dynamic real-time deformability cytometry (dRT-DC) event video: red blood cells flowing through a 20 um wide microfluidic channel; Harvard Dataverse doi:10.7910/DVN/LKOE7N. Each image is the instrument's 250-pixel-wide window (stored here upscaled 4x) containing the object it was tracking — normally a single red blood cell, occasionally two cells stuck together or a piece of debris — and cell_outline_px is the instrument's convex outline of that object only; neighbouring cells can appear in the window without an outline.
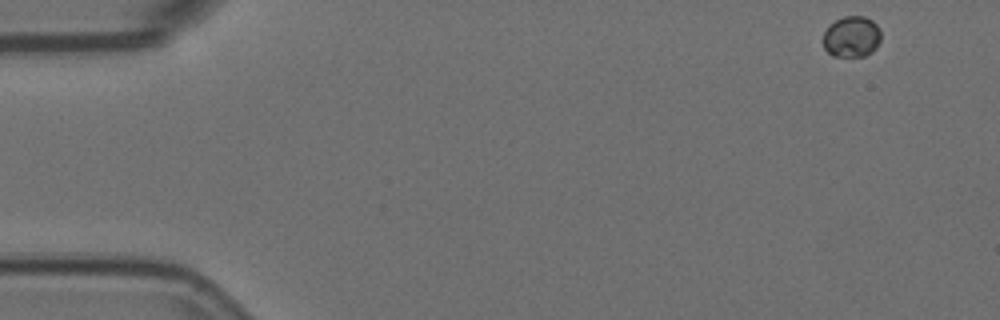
{"species": "Egyptian fruit bat (a non-hibernating species)", "species_latin": "Rousettus aegyptiacus", "temperature_condition": "room temperature", "stored_images_in_passage": 5, "camera_frame_rate_fps": 3000, "um_per_image_px": 0.085, "animal": {"sex": "female"}, "frame": {"image": 1, "passage_image": 1, "time_ms": 0.0, "image_size_px": [1000, 320], "cell_outline_px": [[880, 40], [876, 48], [872, 52], [864, 56], [832, 56], [824, 48], [824, 32], [828, 24], [844, 16], [864, 16], [872, 20], [880, 28]], "centroid_in_image_um": [72.39, 3.11], "position_along_channel_um": 12.6, "area_um2": 13.93}}
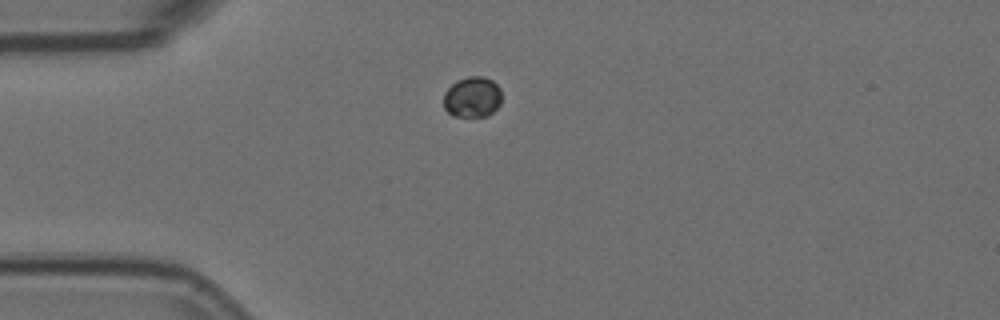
{"frame": {"image": 2, "passage_image": 4, "time_ms": 1.0, "image_size_px": [1000, 320], "cell_outline_px": [[500, 104], [488, 116], [452, 116], [444, 108], [444, 92], [456, 80], [468, 76], [484, 76], [492, 80], [500, 88]], "centroid_in_image_um": [40.13, 8.24], "position_along_channel_um": 44.9, "area_um2": 13.81}}
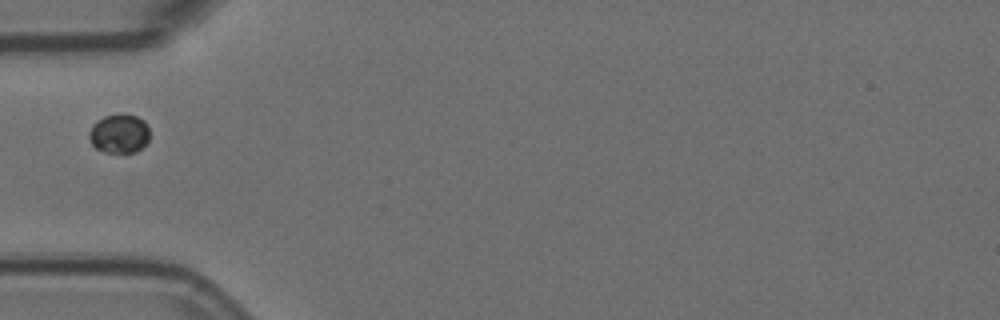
{"frame": {"image": 3, "passage_image": 5, "time_ms": 1.333, "image_size_px": [1000, 320], "cell_outline_px": [[148, 140], [136, 152], [104, 152], [96, 148], [92, 144], [88, 136], [88, 132], [92, 124], [96, 120], [104, 116], [136, 116], [144, 120], [148, 128]], "centroid_in_image_um": [10.09, 11.38], "position_along_channel_um": 74.9, "area_um2": 13.47}}